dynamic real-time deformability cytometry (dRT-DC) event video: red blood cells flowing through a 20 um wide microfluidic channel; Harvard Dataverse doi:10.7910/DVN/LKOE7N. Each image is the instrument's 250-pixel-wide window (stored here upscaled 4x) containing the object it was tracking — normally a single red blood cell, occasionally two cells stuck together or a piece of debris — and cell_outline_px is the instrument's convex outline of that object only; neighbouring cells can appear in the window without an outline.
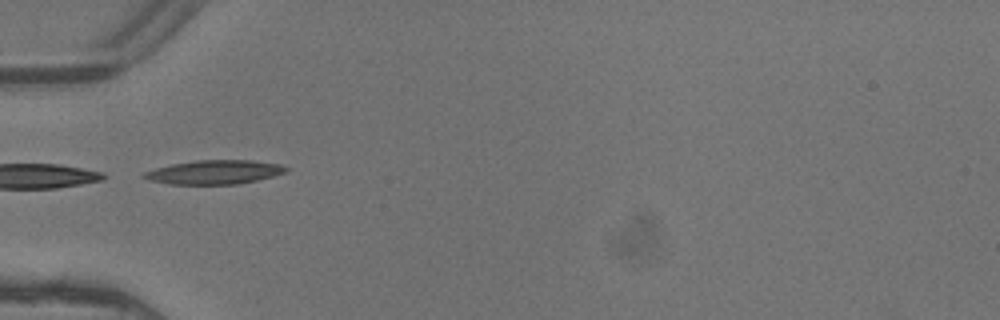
{"species": "common noctule bat (a hibernating species)", "species_latin": "Nyctalus noctula", "temperature_condition": "warm", "stored_images_in_passage": 2, "camera_frame_rate_fps": 3000, "um_per_image_px": 0.085, "animal": {"sex": "female"}, "frame": {"image": 1, "passage_image": 1, "time_ms": 0.0, "image_size_px": [1000, 320], "cell_outline_px": [[288, 172], [256, 180], [236, 184], [168, 184], [148, 180], [140, 176], [144, 172], [156, 168], [172, 164], [196, 160], [252, 160], [280, 164], [288, 168]], "centroid_in_image_um": [18.21, 14.63], "position_along_channel_um": 66.8, "area_um2": 19.83}}
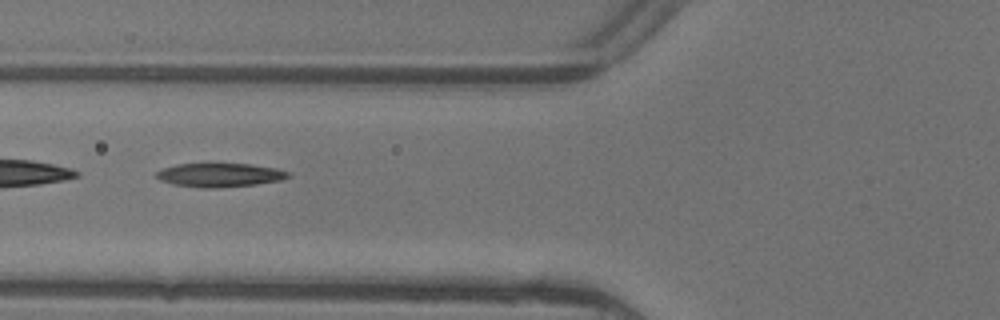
{"frame": {"image": 2, "passage_image": 2, "time_ms": 0.333, "image_size_px": [1000, 320], "cell_outline_px": [[292, 176], [280, 180], [256, 184], [212, 188], [200, 188], [172, 184], [160, 180], [156, 176], [156, 172], [164, 168], [176, 164], [252, 164], [276, 168], [288, 172]], "centroid_in_image_um": [18.67, 14.88], "position_along_channel_um": 107.1, "area_um2": 18.15}}